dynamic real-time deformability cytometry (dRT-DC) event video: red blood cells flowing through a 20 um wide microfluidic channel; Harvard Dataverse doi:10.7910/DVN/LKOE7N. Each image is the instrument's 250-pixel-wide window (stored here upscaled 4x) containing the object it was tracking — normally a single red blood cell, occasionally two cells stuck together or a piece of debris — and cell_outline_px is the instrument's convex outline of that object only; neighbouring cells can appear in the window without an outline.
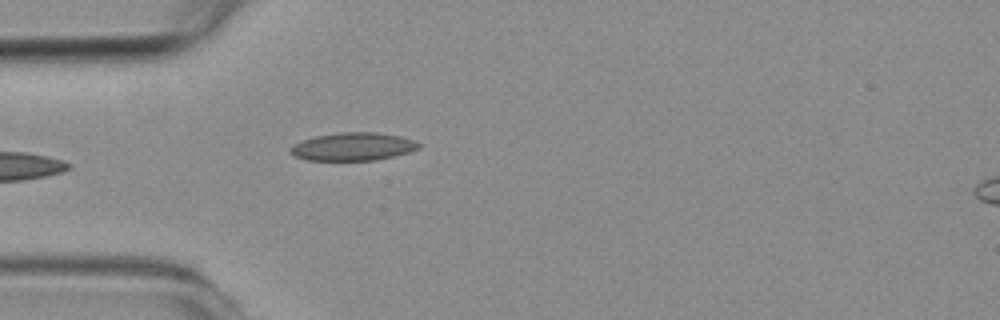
{"species": "common noctule bat (a hibernating species)", "species_latin": "Nyctalus noctula", "temperature_condition": "room temperature", "stored_images_in_passage": 5, "camera_frame_rate_fps": 3000, "um_per_image_px": 0.085, "animal": {"sex": "female", "body_mass_g": 19.3, "forearm_length_mm": 54.1}, "frame": {"image": 1, "passage_image": 5, "time_ms": 4.333, "image_size_px": [1000, 320], "cell_outline_px": [[420, 148], [408, 152], [376, 160], [308, 160], [296, 156], [288, 152], [288, 148], [292, 144], [316, 136], [340, 132], [380, 132], [400, 136], [416, 140], [420, 144]], "centroid_in_image_um": [30.01, 12.45], "position_along_channel_um": 55.0, "area_um2": 20.98}}